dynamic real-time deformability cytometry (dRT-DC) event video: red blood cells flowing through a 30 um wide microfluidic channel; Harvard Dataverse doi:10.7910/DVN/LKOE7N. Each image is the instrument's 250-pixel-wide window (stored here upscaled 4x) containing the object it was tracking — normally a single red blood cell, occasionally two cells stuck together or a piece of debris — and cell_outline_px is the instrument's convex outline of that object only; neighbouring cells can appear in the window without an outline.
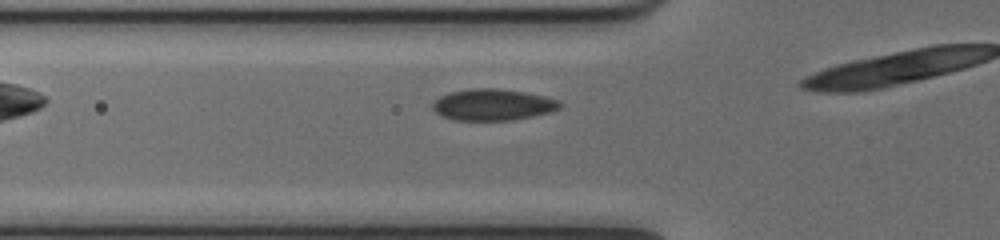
{"species": "common noctule bat (a hibernating species)", "species_latin": "Nyctalus noctula", "temperature_condition": "cold", "stored_images_in_passage": 6, "camera_frame_rate_fps": 3000, "um_per_image_px": 0.085, "animal": {"sex": "female", "body_mass_g": 17.0, "forearm_length_mm": 48.0}, "frame": {"image": 1, "passage_image": 2, "time_ms": 0.333, "image_size_px": [1000, 240], "cell_outline_px": [[564, 104], [560, 108], [548, 112], [532, 116], [508, 120], [456, 120], [440, 116], [432, 108], [432, 104], [440, 96], [452, 92], [472, 88], [496, 88], [524, 92], [544, 96], [560, 100]], "centroid_in_image_um": [41.9, 8.9], "position_along_channel_um": 83.9, "area_um2": 23.18}}
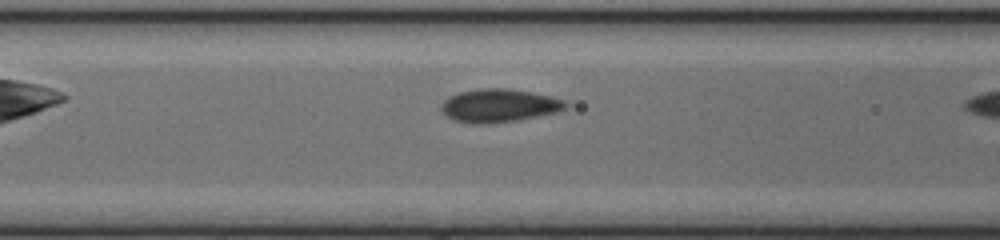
{"frame": {"image": 2, "passage_image": 5, "time_ms": 1.333, "image_size_px": [1000, 240], "cell_outline_px": [[568, 104], [564, 108], [556, 112], [516, 120], [476, 124], [472, 124], [456, 120], [448, 116], [440, 108], [440, 104], [448, 96], [460, 92], [480, 88], [508, 88], [532, 92], [564, 100]], "centroid_in_image_um": [42.38, 8.95], "position_along_channel_um": 124.2, "area_um2": 23.7}}